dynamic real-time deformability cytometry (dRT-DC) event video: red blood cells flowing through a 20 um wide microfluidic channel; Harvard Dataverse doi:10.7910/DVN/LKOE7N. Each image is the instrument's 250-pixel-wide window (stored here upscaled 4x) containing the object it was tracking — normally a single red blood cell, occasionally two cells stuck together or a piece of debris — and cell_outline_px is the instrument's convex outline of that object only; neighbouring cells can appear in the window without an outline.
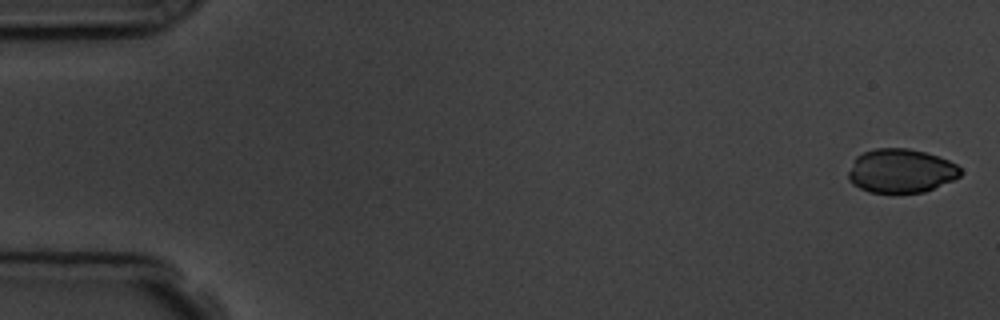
{"species": "common noctule bat (a hibernating species)", "species_latin": "Nyctalus noctula", "temperature_condition": "room temperature", "stored_images_in_passage": 5, "camera_frame_rate_fps": 3000, "um_per_image_px": 0.085, "animal": {"sex": "male", "body_mass_g": 19.5, "forearm_length_mm": 54.6}, "frame": {"image": 1, "passage_image": 1, "time_ms": 0.0, "image_size_px": [1000, 320], "cell_outline_px": [[960, 176], [952, 180], [924, 192], [868, 192], [852, 184], [848, 180], [848, 172], [856, 156], [864, 152], [876, 148], [908, 148], [924, 152], [948, 160], [956, 164], [960, 168]], "centroid_in_image_um": [76.54, 14.52], "position_along_channel_um": 8.5, "area_um2": 28.44}}